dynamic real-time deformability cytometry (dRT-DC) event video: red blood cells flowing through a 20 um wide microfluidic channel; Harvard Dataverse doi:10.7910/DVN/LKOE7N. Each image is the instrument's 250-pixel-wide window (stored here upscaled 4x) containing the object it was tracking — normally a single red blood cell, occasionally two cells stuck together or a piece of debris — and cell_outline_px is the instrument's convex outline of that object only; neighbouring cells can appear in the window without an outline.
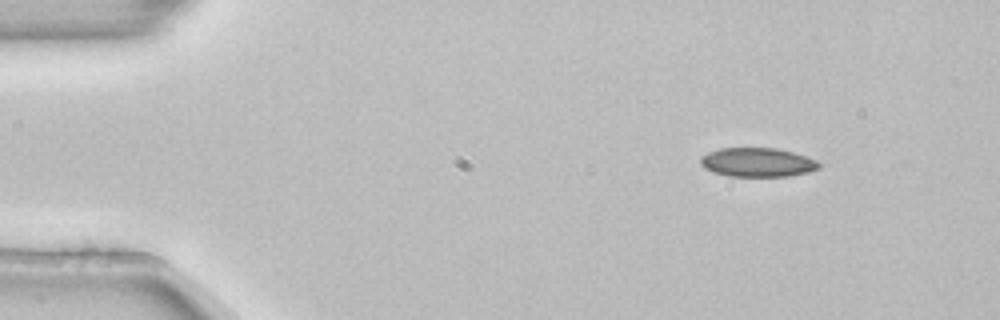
{"species": "common noctule bat (a hibernating species)", "species_latin": "Nyctalus noctula", "temperature_condition": "room temperature", "stored_images_in_passage": 4, "camera_frame_rate_fps": 3000, "um_per_image_px": 0.085, "animal": {"sex": "female", "body_mass_g": 22.7, "forearm_length_mm": 54.2}, "frame": {"image": 1, "passage_image": 1, "time_ms": 0.0, "image_size_px": [1000, 320], "cell_outline_px": [[820, 168], [808, 172], [788, 176], [728, 176], [712, 172], [704, 168], [700, 164], [700, 156], [708, 152], [720, 148], [776, 148], [792, 152], [816, 160], [820, 164]], "centroid_in_image_um": [64.34, 13.8], "position_along_channel_um": 20.7, "area_um2": 20.06}}